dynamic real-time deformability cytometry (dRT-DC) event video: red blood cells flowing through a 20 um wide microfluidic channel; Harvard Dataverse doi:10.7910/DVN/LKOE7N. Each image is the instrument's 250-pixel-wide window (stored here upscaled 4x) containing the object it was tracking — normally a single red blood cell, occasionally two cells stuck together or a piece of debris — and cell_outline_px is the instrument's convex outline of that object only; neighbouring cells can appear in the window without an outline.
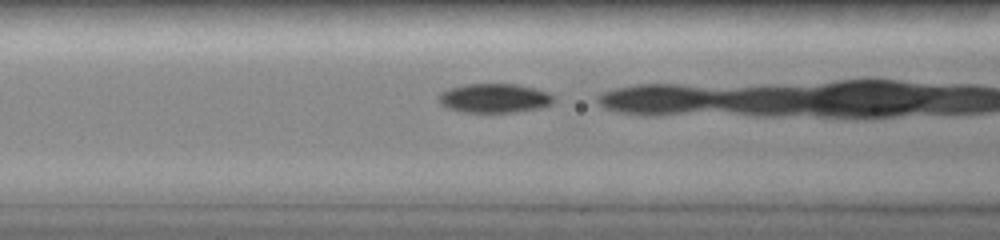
{"species": "common noctule bat (a hibernating species)", "species_latin": "Nyctalus noctula", "temperature_condition": "room temperature", "stored_images_in_passage": 30, "camera_frame_rate_fps": 3000, "um_per_image_px": 0.085, "animal": {"sex": "female", "body_mass_g": 19.0, "forearm_length_mm": 51.5}, "frame": {"image": 1, "passage_image": 23, "time_ms": 5.0, "image_size_px": [1000, 240], "cell_outline_px": [[552, 104], [540, 108], [516, 112], [460, 112], [448, 108], [440, 104], [440, 92], [452, 88], [468, 84], [512, 84], [532, 88], [544, 92], [552, 96]], "centroid_in_image_um": [41.99, 8.36], "position_along_channel_um": 124.6, "area_um2": 19.13}}